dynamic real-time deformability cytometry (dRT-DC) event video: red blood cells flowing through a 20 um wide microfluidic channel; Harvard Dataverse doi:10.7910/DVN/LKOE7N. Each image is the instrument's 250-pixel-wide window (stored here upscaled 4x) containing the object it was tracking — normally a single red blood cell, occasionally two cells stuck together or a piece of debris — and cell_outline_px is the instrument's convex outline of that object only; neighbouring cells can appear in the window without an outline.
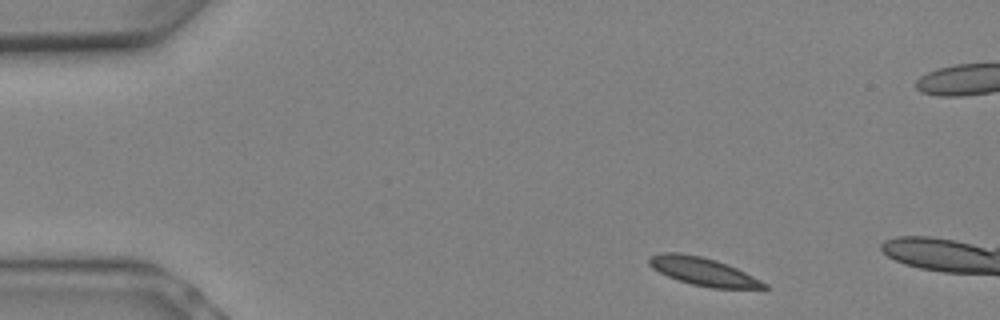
{"species": "Egyptian fruit bat (a non-hibernating species)", "species_latin": "Rousettus aegyptiacus", "temperature_condition": "warm", "stored_images_in_passage": 4, "camera_frame_rate_fps": 3000, "um_per_image_px": 0.085, "animal": {"sex": "female"}, "frame": {"image": 1, "passage_image": 1, "time_ms": 0.0, "image_size_px": [1000, 320], "cell_outline_px": [[768, 288], [764, 292], [712, 288], [692, 284], [668, 276], [652, 268], [648, 264], [648, 256], [660, 252], [680, 252], [700, 256], [716, 260], [728, 264], [768, 284]], "centroid_in_image_um": [59.88, 23.12], "position_along_channel_um": 25.1, "area_um2": 19.48}}